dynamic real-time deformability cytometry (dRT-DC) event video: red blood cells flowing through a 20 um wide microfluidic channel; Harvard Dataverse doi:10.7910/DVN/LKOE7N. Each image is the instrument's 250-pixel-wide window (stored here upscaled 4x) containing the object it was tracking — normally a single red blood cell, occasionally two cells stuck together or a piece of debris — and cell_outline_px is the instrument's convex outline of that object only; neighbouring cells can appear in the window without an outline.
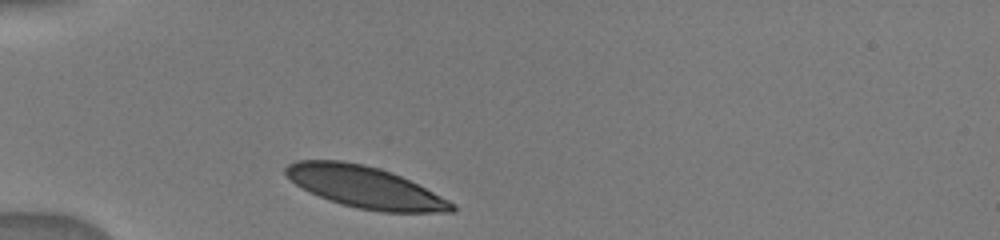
{"species": "human", "species_latin": "Homo sapiens", "temperature_condition": "warm", "stored_images_in_passage": 19, "camera_frame_rate_fps": 3000, "um_per_image_px": 0.085, "donor": {"sex": "male"}, "frame": {"image": 1, "passage_image": 1, "time_ms": 0.0, "image_size_px": [1000, 240], "cell_outline_px": [[456, 212], [380, 212], [360, 208], [328, 200], [308, 192], [296, 184], [284, 172], [284, 168], [288, 164], [296, 160], [344, 160], [364, 164], [380, 168], [400, 176], [456, 204]], "centroid_in_image_um": [31.0, 15.9], "position_along_channel_um": 54.0, "area_um2": 40.0}}
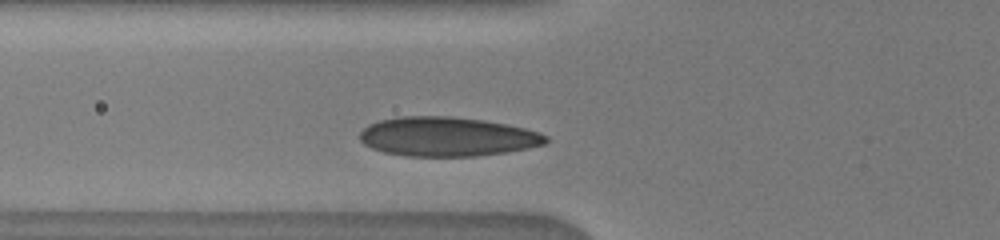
{"frame": {"image": 2, "passage_image": 8, "time_ms": 1.333, "image_size_px": [1000, 240], "cell_outline_px": [[548, 140], [544, 144], [528, 148], [508, 152], [476, 156], [404, 156], [384, 152], [372, 148], [364, 144], [360, 140], [360, 132], [368, 124], [380, 120], [396, 116], [452, 116], [484, 120], [508, 124], [540, 132], [548, 136]], "centroid_in_image_um": [38.01, 11.61], "position_along_channel_um": 87.8, "area_um2": 42.89}}
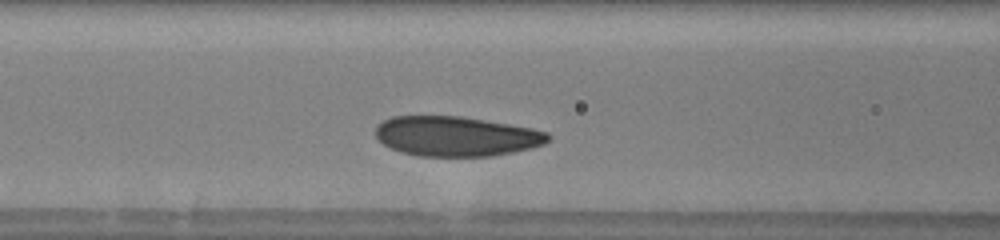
{"frame": {"image": 3, "passage_image": 13, "time_ms": 2.333, "image_size_px": [1000, 240], "cell_outline_px": [[552, 136], [544, 144], [532, 148], [492, 156], [420, 156], [400, 152], [384, 144], [376, 136], [376, 124], [392, 116], [460, 116], [532, 128], [548, 132]], "centroid_in_image_um": [38.78, 11.58], "position_along_channel_um": 127.8, "area_um2": 40.06}}